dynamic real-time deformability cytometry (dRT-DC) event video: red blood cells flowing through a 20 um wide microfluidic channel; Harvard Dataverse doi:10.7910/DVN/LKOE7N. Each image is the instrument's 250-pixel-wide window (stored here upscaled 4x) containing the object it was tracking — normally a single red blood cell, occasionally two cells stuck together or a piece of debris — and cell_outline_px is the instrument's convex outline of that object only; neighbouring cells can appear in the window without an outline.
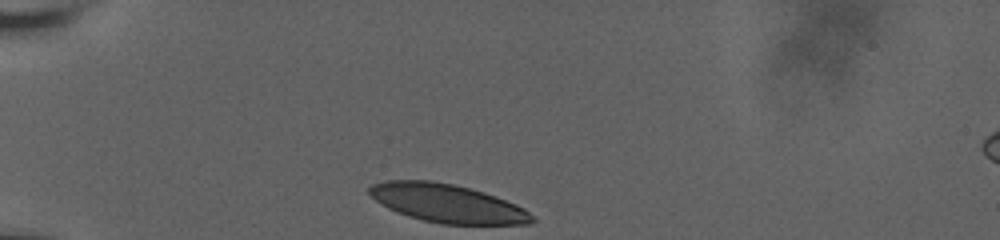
{"species": "human", "species_latin": "Homo sapiens", "temperature_condition": "room temperature", "stored_images_in_passage": 34, "camera_frame_rate_fps": 3000, "um_per_image_px": 0.085, "donor": {"sex": "male"}, "frame": {"image": 1, "passage_image": 1, "time_ms": 0.0, "image_size_px": [1000, 240], "cell_outline_px": [[536, 220], [532, 224], [440, 224], [408, 216], [396, 212], [388, 208], [376, 200], [368, 192], [368, 188], [372, 184], [388, 180], [432, 180], [452, 184], [484, 192], [496, 196], [516, 204], [524, 208]], "centroid_in_image_um": [38.03, 17.28], "position_along_channel_um": 47.0, "area_um2": 36.3}}
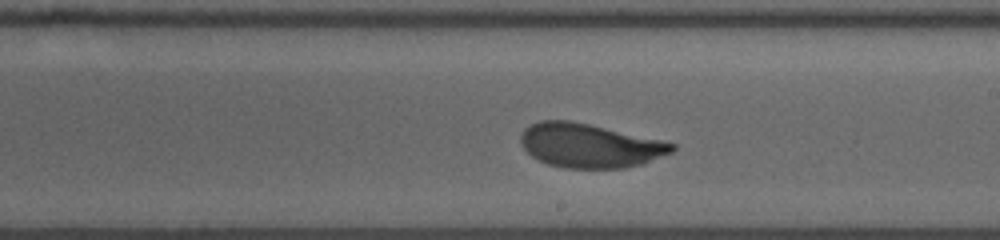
{"frame": {"image": 2, "passage_image": 20, "time_ms": 6.333, "image_size_px": [1000, 240], "cell_outline_px": [[676, 148], [672, 152], [644, 164], [624, 168], [564, 168], [548, 164], [532, 156], [520, 144], [520, 136], [524, 128], [540, 120], [568, 120], [588, 124], [664, 140], [676, 144]], "centroid_in_image_um": [50.14, 12.38], "position_along_channel_um": 238.9, "area_um2": 38.96}}
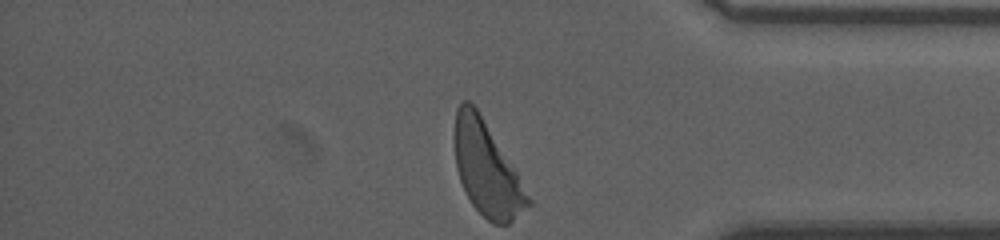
{"frame": {"image": 3, "passage_image": 34, "time_ms": 11.0, "image_size_px": [1000, 240], "cell_outline_px": [[532, 204], [508, 224], [492, 224], [472, 204], [460, 180], [456, 168], [452, 136], [456, 108], [464, 100], [468, 100], [476, 108], [516, 172], [532, 200]], "centroid_in_image_um": [41.33, 14.36], "position_along_channel_um": 393.9, "area_um2": 39.59}, "authors_computed_cell_mechanics": {"area_um2": 39.1595, "velocity_mm_per_s": 3.621, "shape_relaxation_time_tau1_ms": 3.5356, "shape_relaxation_time_tau2_ms": 0.9061, "deformation_change_tau1": 0.1576, "deformation_change_tau2": 0.068}}